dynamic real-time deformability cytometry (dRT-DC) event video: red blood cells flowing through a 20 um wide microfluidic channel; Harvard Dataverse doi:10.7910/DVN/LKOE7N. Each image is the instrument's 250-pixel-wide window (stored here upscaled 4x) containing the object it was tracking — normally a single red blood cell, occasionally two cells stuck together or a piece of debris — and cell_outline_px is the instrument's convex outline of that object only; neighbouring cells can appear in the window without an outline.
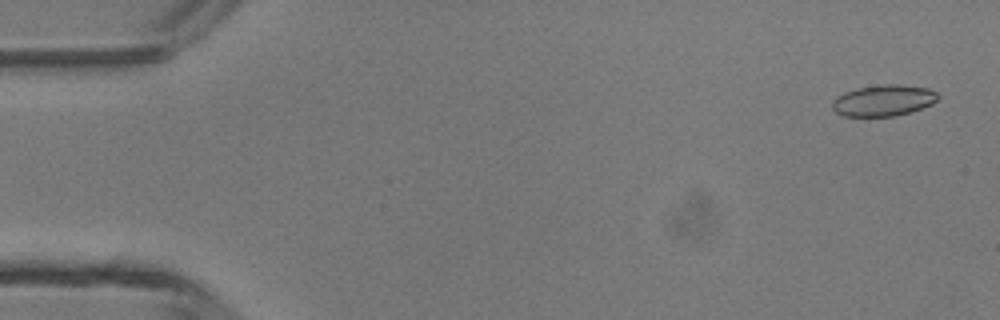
{"species": "common noctule bat (a hibernating species)", "species_latin": "Nyctalus noctula", "temperature_condition": "room temperature", "stored_images_in_passage": 47, "camera_frame_rate_fps": 3000, "um_per_image_px": 0.085, "animal": {"sex": "male", "body_mass_g": 13.3}, "frame": {"image": 1, "passage_image": 2, "time_ms": 0.333, "image_size_px": [1000, 320], "cell_outline_px": [[940, 96], [932, 104], [908, 112], [892, 116], [844, 116], [836, 112], [832, 108], [832, 104], [836, 96], [844, 92], [856, 88], [884, 84], [896, 84], [928, 88], [936, 92]], "centroid_in_image_um": [75.07, 8.53], "position_along_channel_um": 9.9, "area_um2": 19.07}}
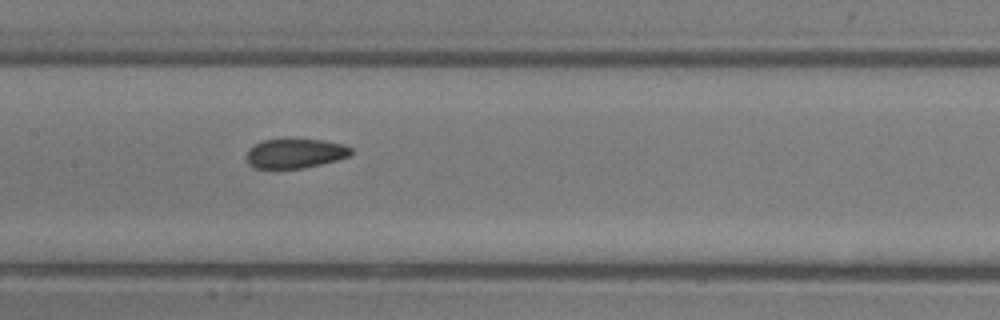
{"frame": {"image": 2, "passage_image": 23, "time_ms": 7.333, "image_size_px": [1000, 320], "cell_outline_px": [[352, 152], [348, 156], [336, 160], [304, 168], [256, 168], [248, 164], [248, 148], [252, 144], [264, 140], [320, 140], [344, 144], [352, 148]], "centroid_in_image_um": [25.08, 13.04], "position_along_channel_um": 182.3, "area_um2": 17.69}}
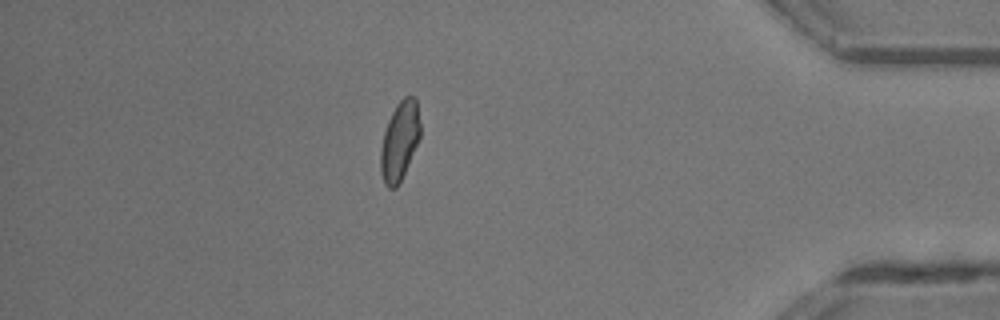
{"frame": {"image": 3, "passage_image": 41, "time_ms": 13.333, "image_size_px": [1000, 320], "cell_outline_px": [[420, 136], [404, 172], [396, 188], [388, 188], [384, 184], [380, 172], [380, 152], [384, 132], [388, 120], [396, 104], [404, 96], [412, 96], [416, 100], [420, 124]], "centroid_in_image_um": [33.94, 11.98], "position_along_channel_um": 401.3, "area_um2": 17.98}, "authors_computed_cell_mechanics": {"area_um2": 18.8428, "velocity_mm_per_s": 4.3798, "shape_relaxation_time_tau1_ms": 7.7789, "shape_relaxation_time_tau2_ms": 1.7119, "deformation_change_tau1": 0.1684, "deformation_change_tau2": 0.0656}}